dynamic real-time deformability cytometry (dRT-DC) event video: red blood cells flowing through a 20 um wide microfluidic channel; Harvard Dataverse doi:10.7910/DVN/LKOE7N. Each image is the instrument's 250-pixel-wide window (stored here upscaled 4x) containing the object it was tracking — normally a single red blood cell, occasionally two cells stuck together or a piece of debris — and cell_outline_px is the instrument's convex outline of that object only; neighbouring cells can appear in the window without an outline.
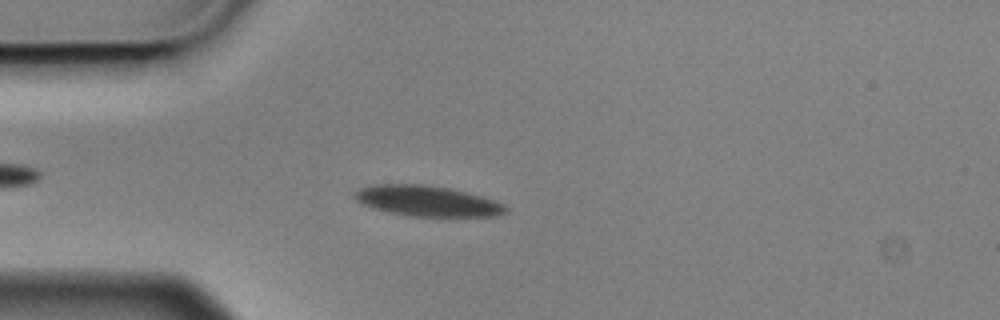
{"species": "Egyptian fruit bat (a non-hibernating species)", "species_latin": "Rousettus aegyptiacus", "temperature_condition": "cold", "stored_images_in_passage": 4, "camera_frame_rate_fps": 3000, "um_per_image_px": 0.085, "animal": {"sex": "male"}, "frame": {"image": 1, "passage_image": 4, "time_ms": 1.0, "image_size_px": [1000, 320], "cell_outline_px": [[508, 212], [496, 216], [408, 216], [388, 212], [372, 208], [360, 204], [352, 196], [352, 192], [360, 188], [372, 184], [428, 184], [448, 188], [480, 196], [504, 204], [508, 208]], "centroid_in_image_um": [36.24, 17.08], "position_along_channel_um": 48.8, "area_um2": 27.05}}